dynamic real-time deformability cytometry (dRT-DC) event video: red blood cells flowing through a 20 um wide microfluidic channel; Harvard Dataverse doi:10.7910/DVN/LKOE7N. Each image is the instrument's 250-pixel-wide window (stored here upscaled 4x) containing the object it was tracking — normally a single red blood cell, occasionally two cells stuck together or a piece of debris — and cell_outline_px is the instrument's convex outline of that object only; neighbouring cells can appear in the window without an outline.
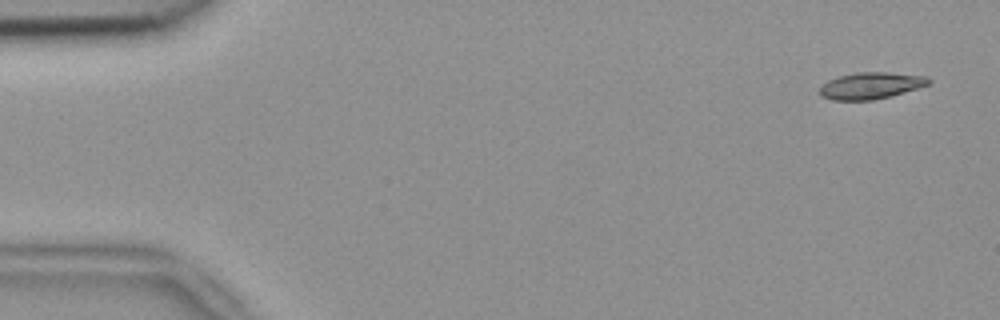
{"species": "common noctule bat (a hibernating species)", "species_latin": "Nyctalus noctula", "temperature_condition": "room temperature", "stored_images_in_passage": 4, "camera_frame_rate_fps": 3000, "um_per_image_px": 0.085, "animal": {"sex": "female", "body_mass_g": 18.4}, "frame": {"image": 1, "passage_image": 1, "time_ms": 0.0, "image_size_px": [1000, 320], "cell_outline_px": [[932, 80], [928, 84], [892, 96], [872, 100], [832, 100], [820, 96], [820, 88], [828, 80], [840, 76], [856, 72], [888, 72], [928, 76]], "centroid_in_image_um": [74.03, 7.27], "position_along_channel_um": 11.0, "area_um2": 16.88}}
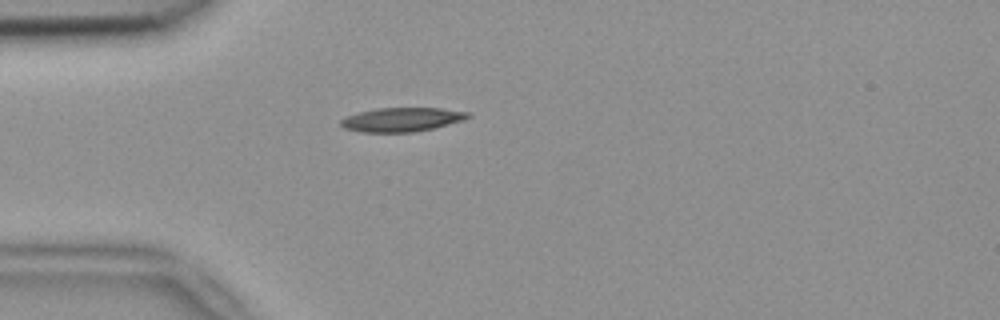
{"frame": {"image": 2, "passage_image": 4, "time_ms": 1.0, "image_size_px": [1000, 320], "cell_outline_px": [[472, 116], [464, 120], [432, 128], [412, 132], [360, 132], [344, 128], [340, 124], [340, 120], [348, 116], [360, 112], [376, 108], [440, 108], [468, 112]], "centroid_in_image_um": [34.15, 10.16], "position_along_channel_um": 50.8, "area_um2": 17.63}}